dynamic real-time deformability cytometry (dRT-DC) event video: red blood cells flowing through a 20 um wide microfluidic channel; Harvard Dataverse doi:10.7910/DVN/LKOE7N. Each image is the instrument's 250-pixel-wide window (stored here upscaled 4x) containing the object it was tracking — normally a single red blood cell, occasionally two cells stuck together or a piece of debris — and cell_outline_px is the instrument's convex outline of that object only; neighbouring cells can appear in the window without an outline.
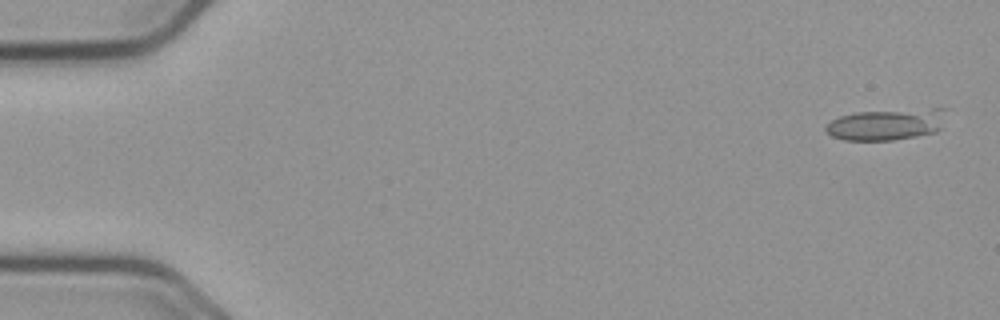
{"species": "common noctule bat (a hibernating species)", "species_latin": "Nyctalus noctula", "temperature_condition": "cold", "stored_images_in_passage": 20, "camera_frame_rate_fps": 3000, "um_per_image_px": 0.085, "animal": {"sex": "male", "body_mass_g": 23.1, "forearm_length_mm": 52.7}, "frame": {"image": 1, "passage_image": 1, "time_ms": 0.0, "image_size_px": [1000, 320], "cell_outline_px": [[948, 108], [940, 128], [936, 132], [916, 136], [892, 140], [844, 140], [832, 136], [824, 128], [832, 120], [840, 116], [856, 112], [932, 108]], "centroid_in_image_um": [75.38, 10.56], "position_along_channel_um": 9.6, "area_um2": 21.96}}
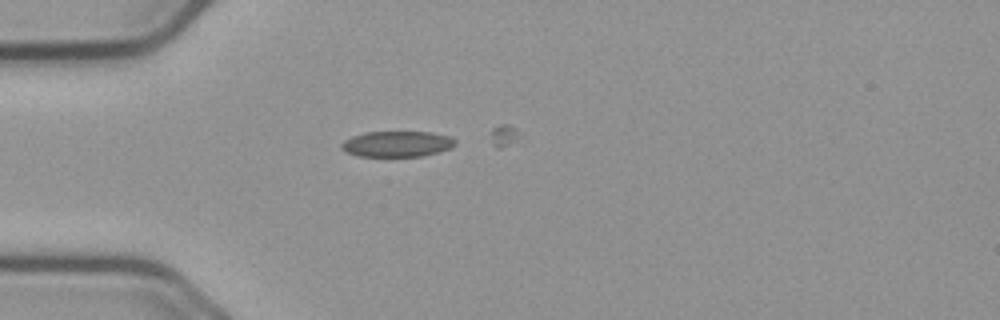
{"frame": {"image": 2, "passage_image": 15, "time_ms": 4.667, "image_size_px": [1000, 320], "cell_outline_px": [[456, 144], [452, 148], [440, 152], [420, 156], [360, 156], [348, 152], [340, 148], [340, 144], [344, 140], [352, 136], [364, 132], [432, 132], [452, 136], [456, 140]], "centroid_in_image_um": [33.79, 12.22], "position_along_channel_um": 51.2, "area_um2": 17.22}}